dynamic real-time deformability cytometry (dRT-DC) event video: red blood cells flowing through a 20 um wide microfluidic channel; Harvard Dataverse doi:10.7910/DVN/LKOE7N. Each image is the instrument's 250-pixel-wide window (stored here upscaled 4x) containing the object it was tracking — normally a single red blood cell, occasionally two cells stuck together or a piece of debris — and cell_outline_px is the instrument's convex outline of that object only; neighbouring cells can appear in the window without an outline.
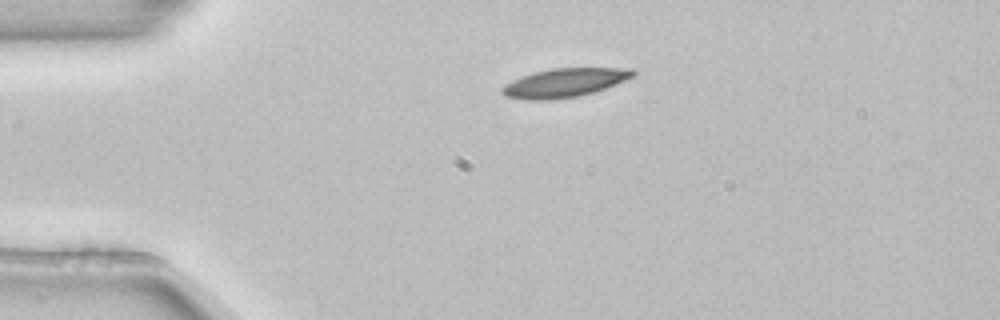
{"species": "common noctule bat (a hibernating species)", "species_latin": "Nyctalus noctula", "temperature_condition": "room temperature", "stored_images_in_passage": 1, "camera_frame_rate_fps": 3000, "um_per_image_px": 0.085, "animal": {"sex": "female", "body_mass_g": 22.7, "forearm_length_mm": 54.2}, "frame": {"image": 1, "passage_image": 1, "time_ms": 0.0, "image_size_px": [1000, 320], "cell_outline_px": [[636, 76], [604, 88], [592, 92], [576, 96], [548, 100], [528, 100], [504, 96], [500, 92], [500, 88], [504, 84], [512, 80], [536, 72], [552, 68], [632, 68], [636, 72]], "centroid_in_image_um": [47.96, 7.03], "position_along_channel_um": 37.0, "area_um2": 21.79}}